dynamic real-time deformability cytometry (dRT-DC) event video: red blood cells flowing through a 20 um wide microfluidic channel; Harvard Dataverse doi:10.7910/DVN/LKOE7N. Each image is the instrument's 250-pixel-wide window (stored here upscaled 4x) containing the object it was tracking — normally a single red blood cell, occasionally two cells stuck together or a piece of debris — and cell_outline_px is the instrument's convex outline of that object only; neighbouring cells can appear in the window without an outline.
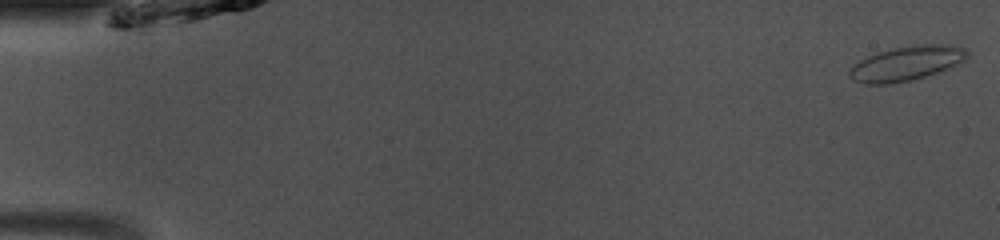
{"species": "common noctule bat (a hibernating species)", "species_latin": "Nyctalus noctula", "temperature_condition": "room temperature", "stored_images_in_passage": 9, "camera_frame_rate_fps": 3000, "um_per_image_px": 0.085, "animal": {"sex": "male", "body_mass_g": 13.0, "forearm_length_mm": 53.1}, "frame": {"image": 1, "passage_image": 1, "time_ms": 0.0, "image_size_px": [1000, 240], "cell_outline_px": [[968, 56], [964, 60], [956, 64], [936, 72], [912, 80], [888, 84], [864, 84], [852, 80], [848, 76], [848, 72], [860, 60], [868, 56], [880, 52], [896, 48], [928, 44], [948, 44], [964, 48], [968, 52]], "centroid_in_image_um": [77.03, 5.4], "position_along_channel_um": 8.0, "area_um2": 23.12}}